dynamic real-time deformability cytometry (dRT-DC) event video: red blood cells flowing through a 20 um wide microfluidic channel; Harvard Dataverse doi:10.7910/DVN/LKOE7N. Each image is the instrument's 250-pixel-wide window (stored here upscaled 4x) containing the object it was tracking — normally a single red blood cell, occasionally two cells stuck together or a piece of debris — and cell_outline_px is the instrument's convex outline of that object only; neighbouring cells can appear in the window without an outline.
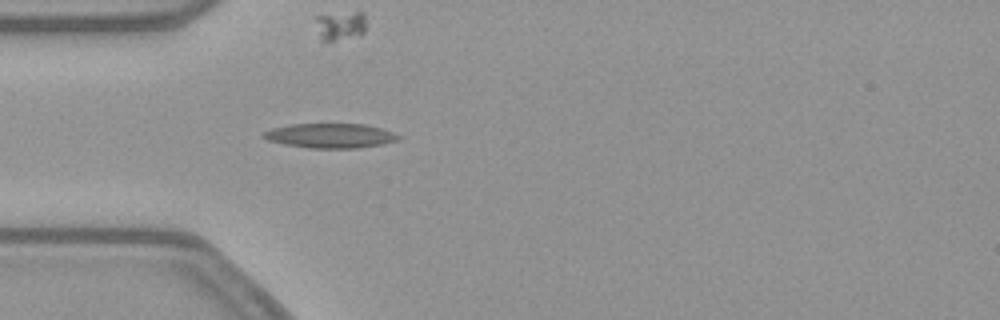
{"species": "common noctule bat (a hibernating species)", "species_latin": "Nyctalus noctula", "temperature_condition": "warm", "stored_images_in_passage": 52, "camera_frame_rate_fps": 3000, "um_per_image_px": 0.085, "animal": {"sex": "female", "body_mass_g": 21.9}, "frame": {"image": 1, "passage_image": 15, "time_ms": 4.667, "image_size_px": [1000, 320], "cell_outline_px": [[400, 136], [396, 140], [380, 144], [356, 148], [308, 148], [284, 144], [268, 140], [260, 136], [264, 132], [272, 128], [292, 124], [364, 124], [380, 128], [392, 132]], "centroid_in_image_um": [28.02, 11.53], "position_along_channel_um": 57.0, "area_um2": 19.07}}
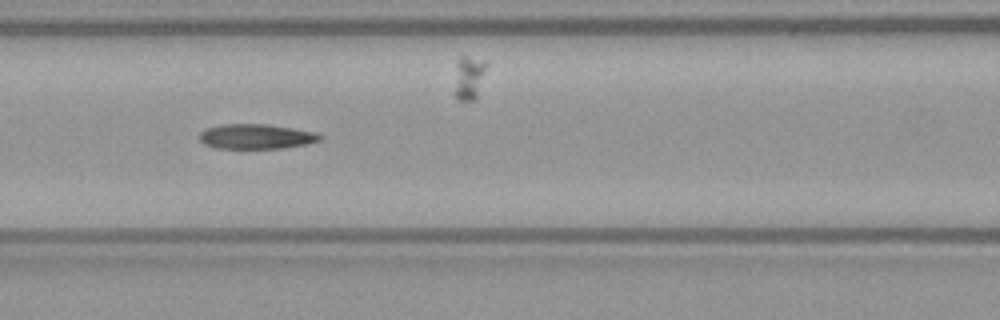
{"frame": {"image": 2, "passage_image": 22, "time_ms": 7.0, "image_size_px": [1000, 320], "cell_outline_px": [[324, 136], [320, 140], [304, 144], [280, 148], [216, 148], [204, 144], [200, 140], [200, 132], [204, 128], [220, 124], [268, 124], [316, 132]], "centroid_in_image_um": [21.74, 11.59], "position_along_channel_um": 144.9, "area_um2": 17.46}}
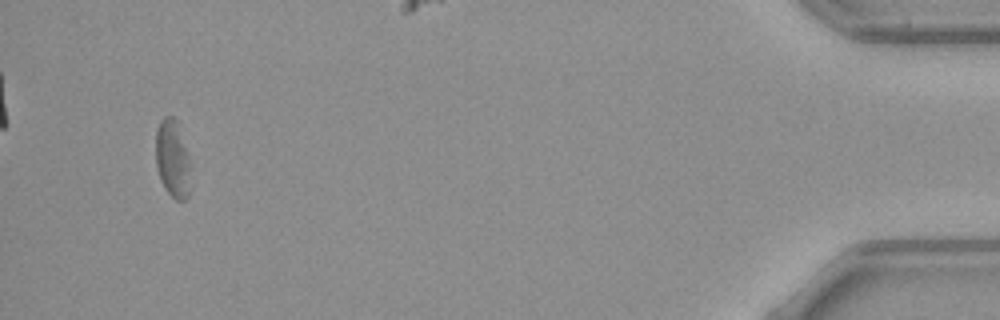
{"frame": {"image": 3, "passage_image": 50, "time_ms": 16.333, "image_size_px": [1000, 320], "cell_outline_px": [[192, 188], [188, 196], [184, 200], [176, 200], [164, 188], [160, 180], [156, 168], [156, 128], [160, 120], [164, 116], [172, 116], [180, 124], [188, 156]], "centroid_in_image_um": [14.68, 13.5], "position_along_channel_um": 420.5, "area_um2": 16.3}, "authors_computed_cell_mechanics": {"area_um2": 18.207, "velocity_mm_per_s": 3.8573, "shape_relaxation_time_tau1_ms": null, "shape_relaxation_time_tau2_ms": 4.4744, "deformation_change_tau1": null, "deformation_change_tau2": 0.1418}}